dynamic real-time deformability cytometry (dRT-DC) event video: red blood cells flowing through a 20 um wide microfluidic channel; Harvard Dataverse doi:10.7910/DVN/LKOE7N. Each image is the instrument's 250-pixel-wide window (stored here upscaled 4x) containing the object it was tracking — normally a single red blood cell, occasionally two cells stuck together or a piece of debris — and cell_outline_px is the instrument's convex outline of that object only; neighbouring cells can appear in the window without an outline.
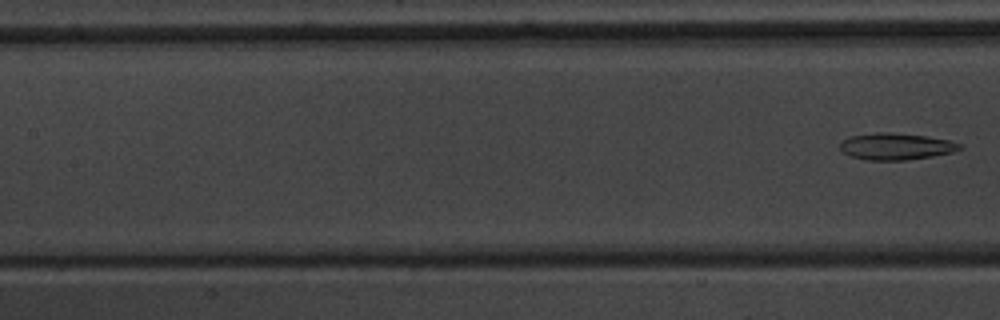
{"species": "common noctule bat (a hibernating species)", "species_latin": "Nyctalus noctula", "temperature_condition": "warm", "stored_images_in_passage": 7, "segment_of_instrument_passage": [2, 2], "camera_frame_rate_fps": 3000, "um_per_image_px": 0.085, "animal": {"sex": "male", "body_mass_g": 20.1, "forearm_length_mm": 53.5}, "frame": {"image": 1, "passage_image": 7, "time_ms": 8.333, "image_size_px": [1000, 320], "cell_outline_px": [[960, 148], [952, 152], [932, 156], [904, 160], [868, 160], [848, 156], [840, 148], [840, 144], [848, 136], [880, 132], [884, 132], [924, 136], [948, 140], [960, 144]], "centroid_in_image_um": [76.1, 12.45], "position_along_channel_um": 131.3, "area_um2": 18.26}}